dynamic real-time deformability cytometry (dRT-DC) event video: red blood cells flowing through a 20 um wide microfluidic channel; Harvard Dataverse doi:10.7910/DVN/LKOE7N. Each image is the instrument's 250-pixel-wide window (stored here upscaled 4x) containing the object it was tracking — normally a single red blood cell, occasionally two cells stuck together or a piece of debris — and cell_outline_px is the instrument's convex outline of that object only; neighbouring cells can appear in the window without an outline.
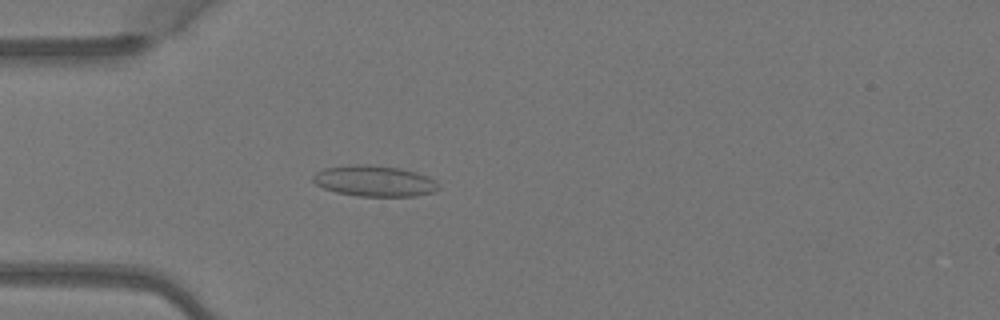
{"species": "Egyptian fruit bat (a non-hibernating species)", "species_latin": "Rousettus aegyptiacus", "temperature_condition": "warm", "stored_images_in_passage": 5, "camera_frame_rate_fps": 3000, "um_per_image_px": 0.085, "animal": {"sex": "female"}, "frame": {"image": 1, "passage_image": 5, "time_ms": 1.333, "image_size_px": [1000, 320], "cell_outline_px": [[440, 188], [436, 192], [416, 196], [356, 196], [336, 192], [324, 188], [316, 184], [312, 180], [312, 176], [316, 172], [324, 168], [356, 164], [368, 164], [400, 168], [416, 172], [428, 176], [436, 180]], "centroid_in_image_um": [31.85, 15.39], "position_along_channel_um": 53.1, "area_um2": 22.83}}